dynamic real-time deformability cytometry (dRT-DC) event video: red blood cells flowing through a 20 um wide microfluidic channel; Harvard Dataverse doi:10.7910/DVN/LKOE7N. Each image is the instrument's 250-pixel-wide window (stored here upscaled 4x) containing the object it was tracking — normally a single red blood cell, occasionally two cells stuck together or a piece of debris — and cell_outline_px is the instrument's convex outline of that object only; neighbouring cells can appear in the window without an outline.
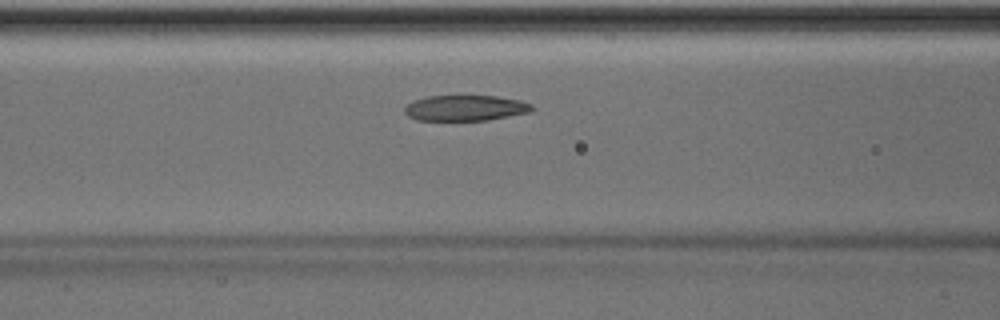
{"species": "Egyptian fruit bat (a non-hibernating species)", "species_latin": "Rousettus aegyptiacus", "temperature_condition": "room temperature", "stored_images_in_passage": 36, "camera_frame_rate_fps": 3000, "um_per_image_px": 0.085, "animal": {"sex": "male"}, "frame": {"image": 1, "passage_image": 6, "time_ms": 1.667, "image_size_px": [1000, 320], "cell_outline_px": [[532, 112], [488, 120], [416, 120], [408, 116], [404, 112], [404, 108], [412, 100], [428, 96], [496, 96], [520, 100], [532, 104]], "centroid_in_image_um": [39.55, 9.18], "position_along_channel_um": 127.0, "area_um2": 19.07}, "authors_computed_cell_mechanics": {"area_um2": 19.9121, "velocity_mm_per_s": 3.9799, "shape_relaxation_time_tau1_ms": 5.6885, "shape_relaxation_time_tau2_ms": 0.7304, "deformation_change_tau1": 0.1399, "deformation_change_tau2": 0.0548}}